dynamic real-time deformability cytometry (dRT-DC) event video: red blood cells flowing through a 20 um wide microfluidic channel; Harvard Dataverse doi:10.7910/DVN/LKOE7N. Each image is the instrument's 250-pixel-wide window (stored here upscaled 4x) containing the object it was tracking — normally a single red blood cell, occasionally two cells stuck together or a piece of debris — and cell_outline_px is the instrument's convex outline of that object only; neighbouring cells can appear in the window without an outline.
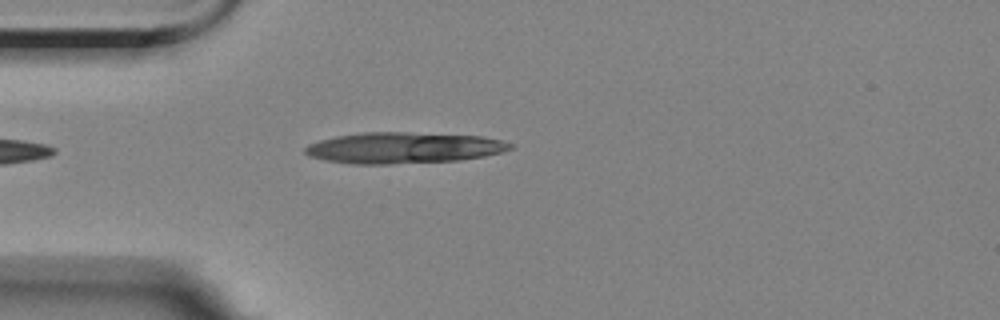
{"species": "Egyptian fruit bat (a non-hibernating species)", "species_latin": "Rousettus aegyptiacus", "temperature_condition": "room temperature", "stored_images_in_passage": 4, "camera_frame_rate_fps": 3000, "um_per_image_px": 0.085, "animal": {"sex": "female"}, "frame": {"image": 1, "passage_image": 4, "time_ms": 3.333, "image_size_px": [1000, 320], "cell_outline_px": [[512, 148], [500, 152], [484, 156], [460, 160], [388, 164], [352, 164], [328, 160], [308, 156], [304, 152], [304, 148], [308, 144], [320, 140], [336, 136], [364, 132], [408, 132], [484, 136], [500, 140], [512, 144]], "centroid_in_image_um": [34.28, 12.56], "position_along_channel_um": 50.7, "area_um2": 37.11}}